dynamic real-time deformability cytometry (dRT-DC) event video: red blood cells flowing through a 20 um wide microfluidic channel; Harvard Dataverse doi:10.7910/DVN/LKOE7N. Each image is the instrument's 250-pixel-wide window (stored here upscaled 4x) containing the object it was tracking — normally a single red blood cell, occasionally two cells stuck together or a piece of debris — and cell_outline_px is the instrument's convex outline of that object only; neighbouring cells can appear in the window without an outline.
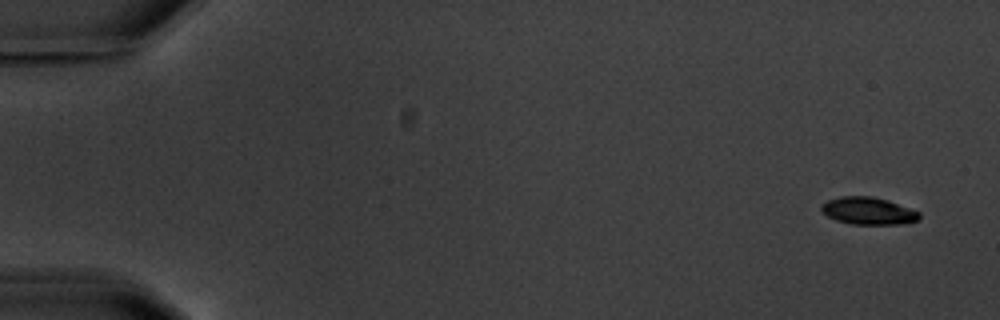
{"species": "common noctule bat (a hibernating species)", "species_latin": "Nyctalus noctula", "temperature_condition": "warm", "stored_images_in_passage": 5, "camera_frame_rate_fps": 3000, "um_per_image_px": 0.085, "animal": {"sex": "male", "body_mass_g": 20.1, "forearm_length_mm": 53.5}, "frame": {"image": 1, "passage_image": 1, "time_ms": 0.0, "image_size_px": [1000, 320], "cell_outline_px": [[920, 216], [916, 220], [908, 224], [852, 224], [836, 220], [828, 216], [820, 208], [828, 200], [840, 196], [872, 196], [888, 200], [920, 212]], "centroid_in_image_um": [73.83, 17.92], "position_along_channel_um": 11.2, "area_um2": 15.49}}
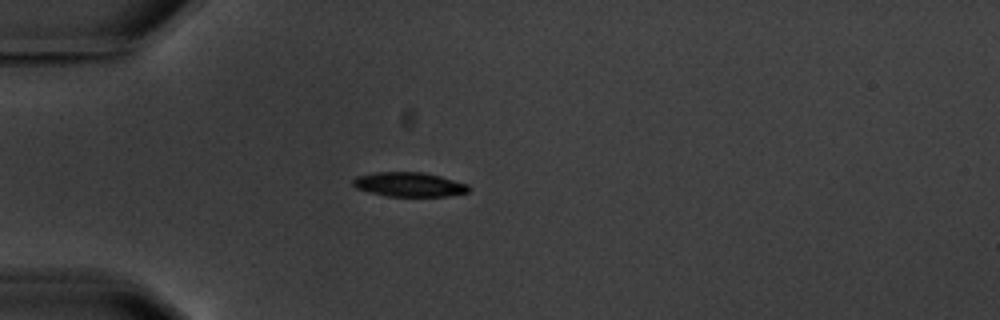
{"frame": {"image": 2, "passage_image": 5, "time_ms": 4.667, "image_size_px": [1000, 320], "cell_outline_px": [[468, 192], [448, 196], [388, 196], [356, 188], [352, 184], [352, 180], [356, 176], [380, 172], [420, 172], [440, 176], [468, 184]], "centroid_in_image_um": [34.77, 15.68], "position_along_channel_um": 50.2, "area_um2": 16.18}}